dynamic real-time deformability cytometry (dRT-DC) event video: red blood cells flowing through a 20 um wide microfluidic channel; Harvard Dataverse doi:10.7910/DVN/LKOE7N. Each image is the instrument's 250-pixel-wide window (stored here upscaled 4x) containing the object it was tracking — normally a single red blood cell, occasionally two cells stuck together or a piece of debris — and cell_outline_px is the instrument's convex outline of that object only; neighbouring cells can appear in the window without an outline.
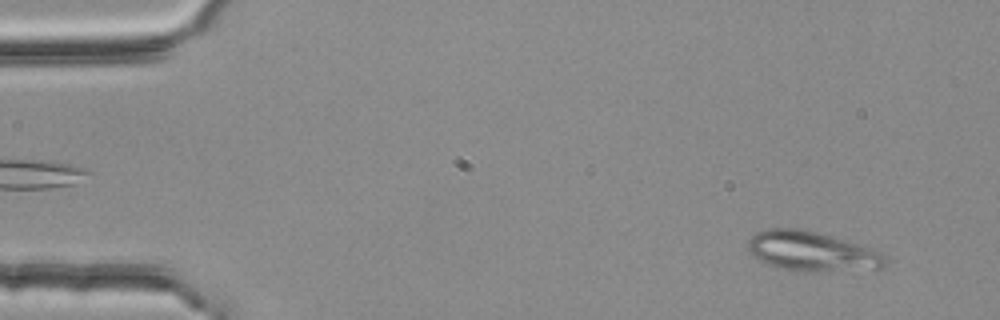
{"species": "common noctule bat (a hibernating species)", "species_latin": "Nyctalus noctula", "temperature_condition": "room temperature", "stored_images_in_passage": 52, "segment_of_instrument_passage": [1, 2], "camera_frame_rate_fps": 3000, "um_per_image_px": 0.085, "animal": {"sex": "female", "body_mass_g": 25.1}, "frame": {"image": 1, "passage_image": 4, "time_ms": 1.0, "image_size_px": [1000, 320], "cell_outline_px": [[888, 260], [884, 268], [816, 272], [796, 272], [780, 268], [756, 260], [748, 252], [748, 240], [756, 232], [764, 228], [800, 228], [816, 232], [880, 252]], "centroid_in_image_um": [68.92, 21.39], "position_along_channel_um": 16.1, "area_um2": 31.85}}